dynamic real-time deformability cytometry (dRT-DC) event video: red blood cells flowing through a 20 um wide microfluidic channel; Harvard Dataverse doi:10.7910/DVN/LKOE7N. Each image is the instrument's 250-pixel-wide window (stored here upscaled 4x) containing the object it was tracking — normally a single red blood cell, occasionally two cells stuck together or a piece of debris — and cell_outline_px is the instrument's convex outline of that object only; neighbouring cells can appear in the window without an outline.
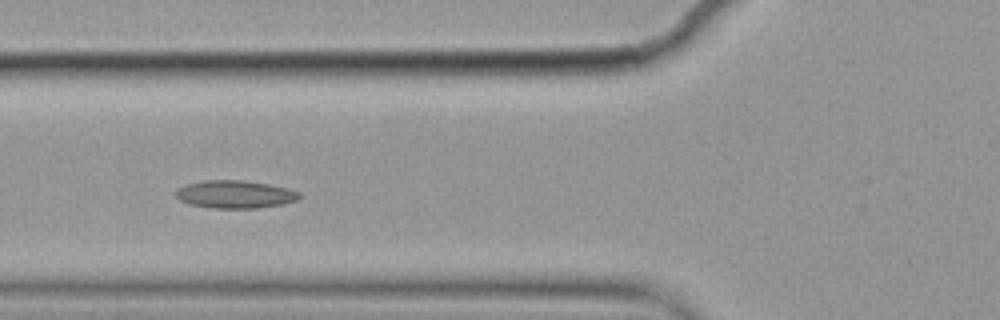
{"species": "common noctule bat (a hibernating species)", "species_latin": "Nyctalus noctula", "temperature_condition": "cold", "stored_images_in_passage": 7, "camera_frame_rate_fps": 3000, "um_per_image_px": 0.085, "animal": {"sex": "female", "body_mass_g": 19.9}, "frame": {"image": 1, "passage_image": 6, "time_ms": 1.667, "image_size_px": [1000, 320], "cell_outline_px": [[304, 196], [296, 200], [284, 204], [256, 208], [212, 208], [188, 204], [180, 200], [176, 196], [176, 192], [180, 188], [188, 184], [204, 180], [244, 180], [268, 184], [288, 188], [300, 192]], "centroid_in_image_um": [20.03, 16.52], "position_along_channel_um": 105.8, "area_um2": 20.06}}
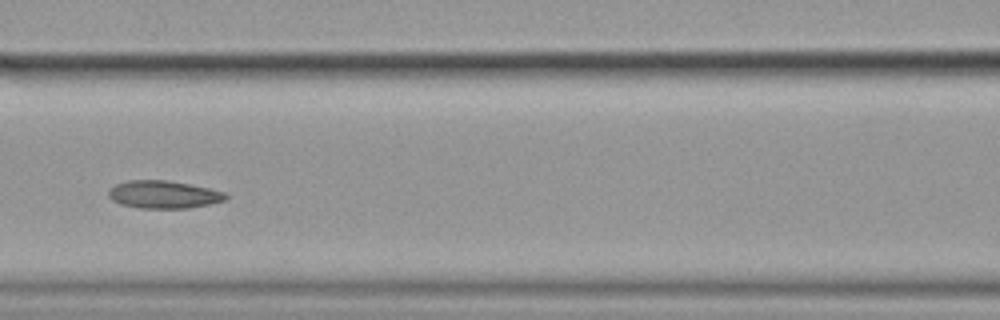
{"frame": {"image": 2, "passage_image": 7, "time_ms": 2.0, "image_size_px": [1000, 320], "cell_outline_px": [[228, 196], [224, 200], [208, 204], [188, 208], [140, 208], [120, 204], [112, 200], [108, 196], [108, 188], [116, 184], [128, 180], [168, 180], [208, 188], [224, 192]], "centroid_in_image_um": [13.85, 16.53], "position_along_channel_um": 152.8, "area_um2": 18.84}}